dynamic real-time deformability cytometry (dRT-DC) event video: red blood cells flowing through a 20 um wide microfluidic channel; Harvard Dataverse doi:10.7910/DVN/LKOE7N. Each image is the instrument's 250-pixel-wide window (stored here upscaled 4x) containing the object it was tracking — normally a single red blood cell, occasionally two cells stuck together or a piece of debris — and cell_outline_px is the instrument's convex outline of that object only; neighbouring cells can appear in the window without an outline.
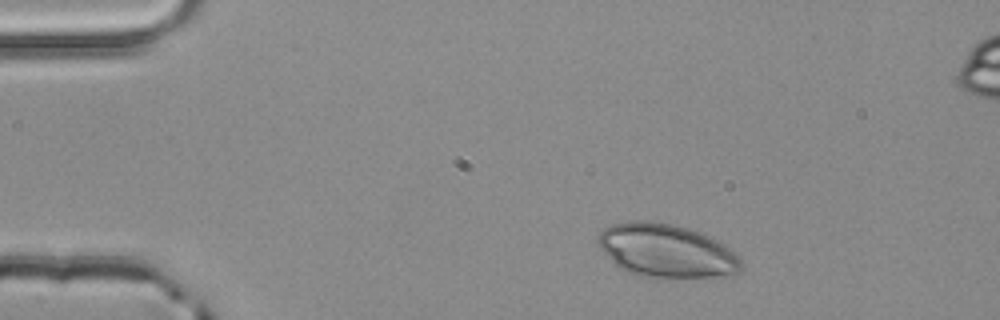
{"species": "common noctule bat (a hibernating species)", "species_latin": "Nyctalus noctula", "temperature_condition": "room temperature", "stored_images_in_passage": 3, "camera_frame_rate_fps": 3000, "um_per_image_px": 0.085, "animal": {"sex": "male", "body_mass_g": 20.4}, "frame": {"image": 1, "passage_image": 1, "time_ms": 0.0, "image_size_px": [1000, 320], "cell_outline_px": [[740, 272], [732, 276], [636, 276], [620, 268], [600, 248], [596, 240], [600, 232], [604, 228], [612, 224], [632, 220], [652, 220], [672, 224], [688, 228], [700, 232], [724, 244], [740, 256]], "centroid_in_image_um": [56.63, 21.28], "position_along_channel_um": 28.4, "area_um2": 44.33}}